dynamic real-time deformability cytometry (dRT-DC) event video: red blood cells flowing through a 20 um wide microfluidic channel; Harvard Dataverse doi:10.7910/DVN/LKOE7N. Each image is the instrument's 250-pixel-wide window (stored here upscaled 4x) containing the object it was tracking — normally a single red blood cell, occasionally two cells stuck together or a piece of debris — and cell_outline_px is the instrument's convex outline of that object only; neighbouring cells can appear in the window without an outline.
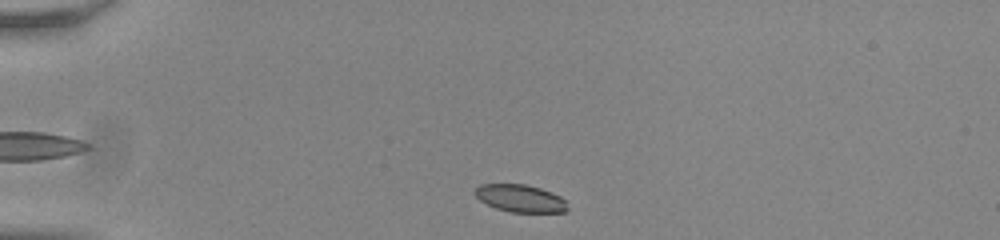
{"species": "common noctule bat (a hibernating species)", "species_latin": "Nyctalus noctula", "temperature_condition": "room temperature", "stored_images_in_passage": 44, "camera_frame_rate_fps": 3000, "um_per_image_px": 0.085, "animal": {"sex": "male", "body_mass_g": 20.0, "forearm_length_mm": 53.3}, "frame": {"image": 1, "passage_image": 2, "time_ms": 0.333, "image_size_px": [1000, 240], "cell_outline_px": [[568, 212], [512, 212], [496, 208], [480, 200], [472, 192], [480, 184], [524, 184], [540, 188], [552, 192], [560, 196], [564, 200], [568, 208]], "centroid_in_image_um": [44.23, 16.85], "position_along_channel_um": 40.8, "area_um2": 14.8}}
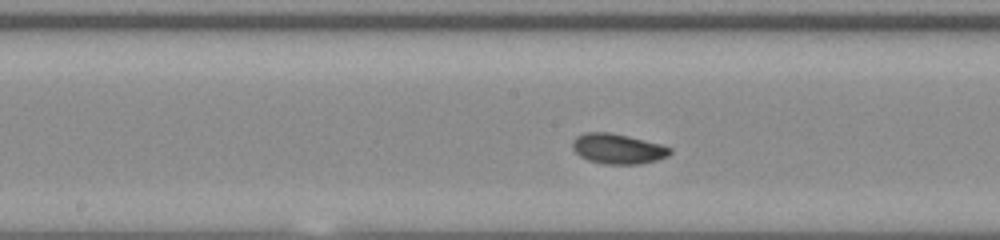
{"frame": {"image": 2, "passage_image": 18, "time_ms": 5.667, "image_size_px": [1000, 240], "cell_outline_px": [[672, 152], [668, 156], [656, 160], [640, 164], [604, 164], [588, 160], [580, 156], [572, 148], [572, 140], [576, 136], [584, 132], [608, 132], [628, 136], [660, 144], [672, 148]], "centroid_in_image_um": [52.5, 12.64], "position_along_channel_um": 195.7, "area_um2": 17.17}}
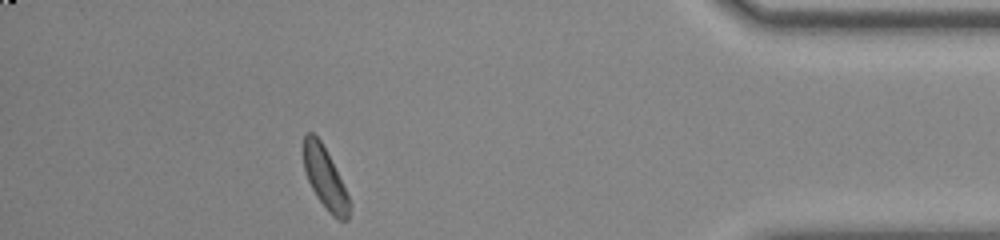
{"frame": {"image": 3, "passage_image": 38, "time_ms": 12.333, "image_size_px": [1000, 240], "cell_outline_px": [[352, 204], [348, 220], [340, 220], [332, 216], [328, 212], [316, 196], [308, 180], [304, 168], [304, 136], [308, 132], [312, 132], [320, 140]], "centroid_in_image_um": [27.63, 15.2], "position_along_channel_um": 407.6, "area_um2": 15.9}}